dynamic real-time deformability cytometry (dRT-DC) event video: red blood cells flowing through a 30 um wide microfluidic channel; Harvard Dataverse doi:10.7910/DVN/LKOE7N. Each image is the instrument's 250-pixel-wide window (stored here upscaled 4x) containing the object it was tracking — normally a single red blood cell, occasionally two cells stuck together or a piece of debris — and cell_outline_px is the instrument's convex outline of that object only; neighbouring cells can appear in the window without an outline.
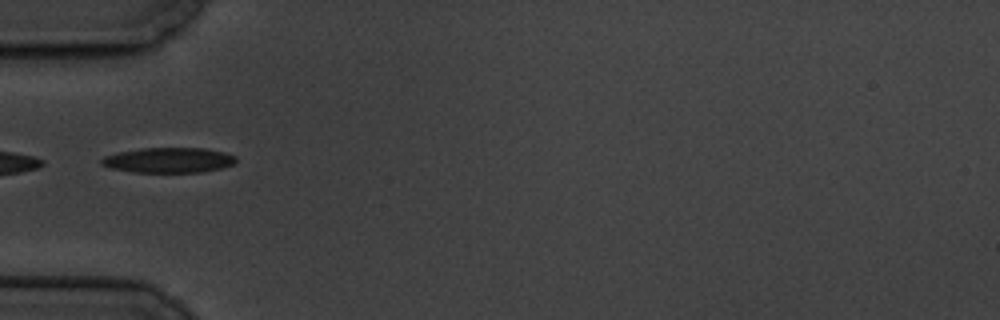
{"species": "common noctule bat (a hibernating species)", "species_latin": "Nyctalus noctula", "temperature_condition": "cold", "stored_images_in_passage": 3, "camera_frame_rate_fps": 3000, "um_per_image_px": 0.085, "animal": {"sex": "male", "body_mass_g": 19.5, "forearm_length_mm": 54.6}, "frame": {"image": 1, "passage_image": 1, "time_ms": 0.0, "image_size_px": [1000, 320], "cell_outline_px": [[236, 164], [220, 168], [200, 172], [136, 172], [112, 168], [100, 164], [100, 160], [104, 156], [116, 152], [140, 148], [204, 148], [224, 152], [236, 156]], "centroid_in_image_um": [14.33, 13.6], "position_along_channel_um": 70.7, "area_um2": 19.77}}
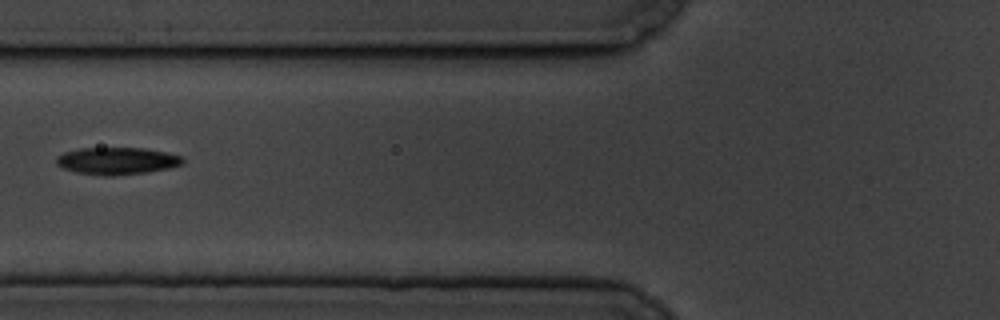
{"frame": {"image": 2, "passage_image": 2, "time_ms": 1.333, "image_size_px": [1000, 320], "cell_outline_px": [[184, 160], [180, 164], [168, 168], [148, 172], [112, 176], [104, 176], [76, 172], [60, 168], [56, 164], [56, 156], [64, 152], [80, 148], [144, 148], [164, 152], [180, 156]], "centroid_in_image_um": [9.87, 13.68], "position_along_channel_um": 115.9, "area_um2": 20.0}}
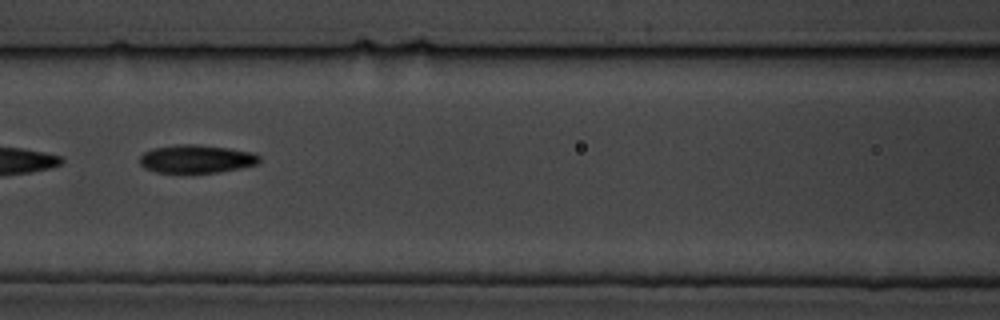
{"frame": {"image": 3, "passage_image": 3, "time_ms": 2.333, "image_size_px": [1000, 320], "cell_outline_px": [[260, 160], [256, 164], [240, 168], [220, 172], [156, 172], [144, 168], [140, 164], [140, 156], [144, 152], [152, 148], [176, 144], [196, 144], [228, 148], [252, 152], [260, 156]], "centroid_in_image_um": [16.67, 13.5], "position_along_channel_um": 149.9, "area_um2": 19.59}}